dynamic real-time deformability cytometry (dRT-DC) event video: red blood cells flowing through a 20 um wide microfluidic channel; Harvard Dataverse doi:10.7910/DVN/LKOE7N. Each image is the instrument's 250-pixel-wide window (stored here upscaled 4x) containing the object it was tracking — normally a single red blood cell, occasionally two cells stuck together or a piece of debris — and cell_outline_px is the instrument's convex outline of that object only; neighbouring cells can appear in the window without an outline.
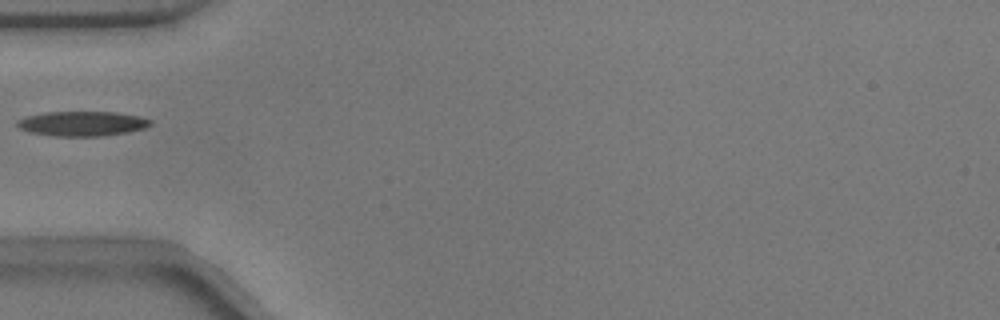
{"species": "common noctule bat (a hibernating species)", "species_latin": "Nyctalus noctula", "temperature_condition": "warm", "stored_images_in_passage": 28, "camera_frame_rate_fps": 3000, "um_per_image_px": 0.085, "animal": {"sex": "male", "body_mass_g": 17.9}, "frame": {"image": 1, "passage_image": 1, "time_ms": 0.0, "image_size_px": [1000, 320], "cell_outline_px": [[152, 124], [144, 128], [128, 132], [104, 136], [52, 136], [28, 132], [20, 128], [16, 124], [16, 120], [24, 116], [48, 112], [116, 112], [140, 116], [152, 120]], "centroid_in_image_um": [6.97, 10.51], "position_along_channel_um": 78.0, "area_um2": 19.42}}
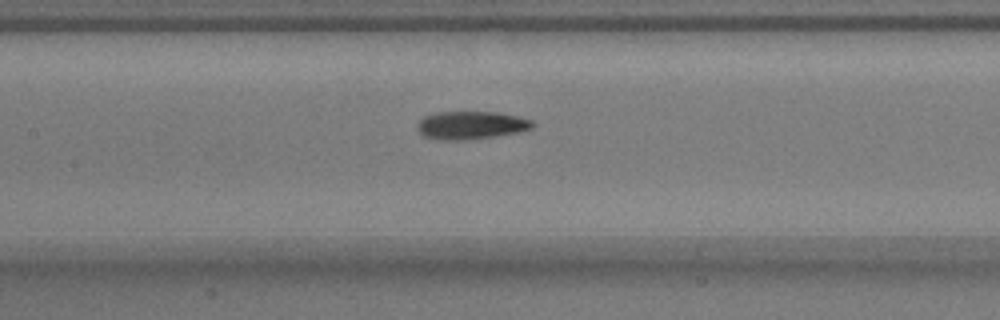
{"frame": {"image": 2, "passage_image": 8, "time_ms": 2.333, "image_size_px": [1000, 320], "cell_outline_px": [[536, 124], [532, 128], [516, 132], [492, 136], [464, 140], [444, 140], [424, 136], [416, 128], [416, 124], [424, 116], [436, 112], [496, 112], [516, 116], [532, 120]], "centroid_in_image_um": [40.01, 10.63], "position_along_channel_um": 167.4, "area_um2": 18.61}}
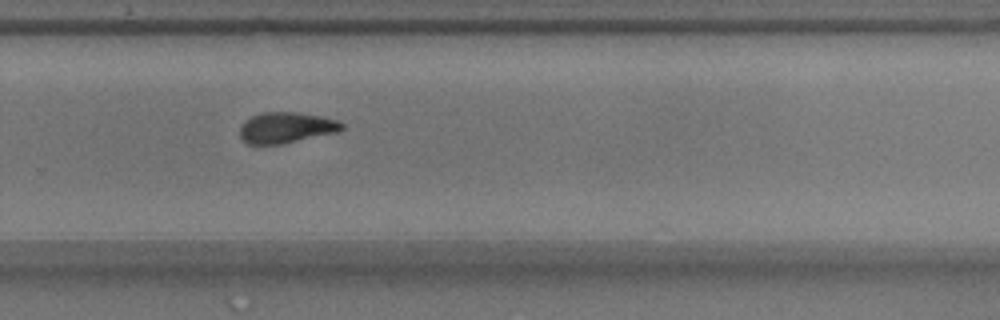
{"frame": {"image": 3, "passage_image": 19, "time_ms": 6.0, "image_size_px": [1000, 320], "cell_outline_px": [[344, 128], [340, 132], [280, 144], [248, 144], [240, 136], [240, 128], [244, 120], [252, 116], [264, 112], [300, 112], [320, 116], [336, 120], [344, 124]], "centroid_in_image_um": [24.35, 10.84], "position_along_channel_um": 305.5, "area_um2": 18.38}}